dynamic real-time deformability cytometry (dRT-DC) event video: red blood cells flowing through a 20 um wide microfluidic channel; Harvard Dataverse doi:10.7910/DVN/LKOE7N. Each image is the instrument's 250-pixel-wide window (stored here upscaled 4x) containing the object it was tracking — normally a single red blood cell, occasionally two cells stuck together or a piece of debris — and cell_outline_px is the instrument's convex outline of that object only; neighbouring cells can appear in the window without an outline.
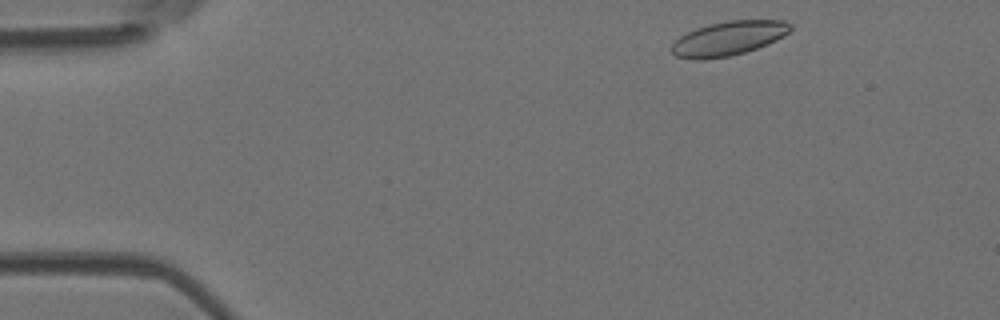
{"species": "Egyptian fruit bat (a non-hibernating species)", "species_latin": "Rousettus aegyptiacus", "temperature_condition": "room temperature", "stored_images_in_passage": 5, "camera_frame_rate_fps": 3000, "um_per_image_px": 0.085, "animal": {"sex": "female"}, "frame": {"image": 1, "passage_image": 1, "time_ms": 0.0, "image_size_px": [1000, 320], "cell_outline_px": [[792, 28], [788, 32], [776, 40], [768, 44], [744, 52], [728, 56], [704, 60], [692, 60], [676, 56], [672, 52], [672, 44], [680, 36], [696, 28], [708, 24], [728, 20], [784, 20], [792, 24]], "centroid_in_image_um": [61.91, 3.26], "position_along_channel_um": 23.1, "area_um2": 23.7}}
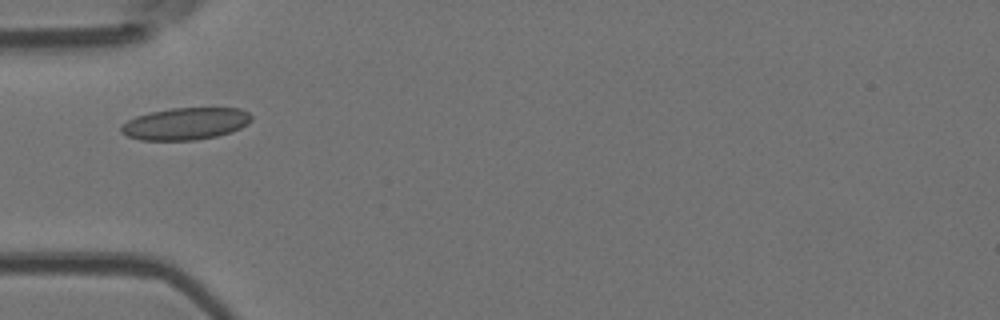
{"frame": {"image": 2, "passage_image": 4, "time_ms": 3.333, "image_size_px": [1000, 320], "cell_outline_px": [[252, 120], [248, 124], [232, 132], [216, 136], [196, 140], [140, 140], [128, 136], [120, 132], [120, 124], [136, 116], [148, 112], [172, 108], [240, 108], [248, 112], [252, 116]], "centroid_in_image_um": [15.76, 10.51], "position_along_channel_um": 69.2, "area_um2": 24.57}}
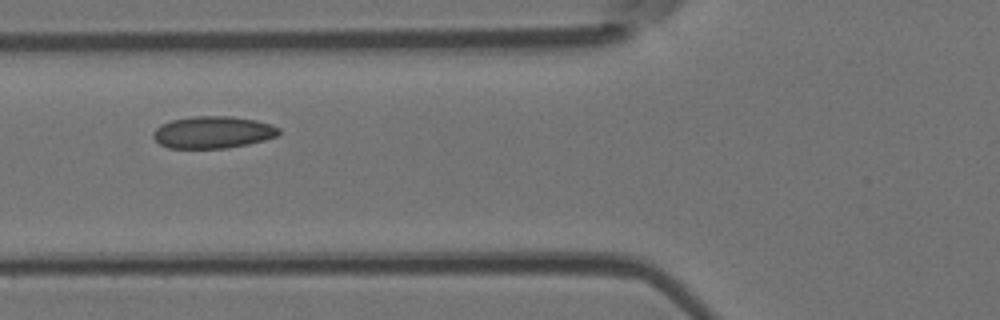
{"frame": {"image": 3, "passage_image": 5, "time_ms": 4.333, "image_size_px": [1000, 320], "cell_outline_px": [[280, 136], [248, 144], [224, 148], [168, 148], [160, 144], [152, 136], [152, 132], [160, 124], [172, 120], [196, 116], [232, 116], [256, 120], [280, 128]], "centroid_in_image_um": [18.1, 11.24], "position_along_channel_um": 107.7, "area_um2": 23.52}}